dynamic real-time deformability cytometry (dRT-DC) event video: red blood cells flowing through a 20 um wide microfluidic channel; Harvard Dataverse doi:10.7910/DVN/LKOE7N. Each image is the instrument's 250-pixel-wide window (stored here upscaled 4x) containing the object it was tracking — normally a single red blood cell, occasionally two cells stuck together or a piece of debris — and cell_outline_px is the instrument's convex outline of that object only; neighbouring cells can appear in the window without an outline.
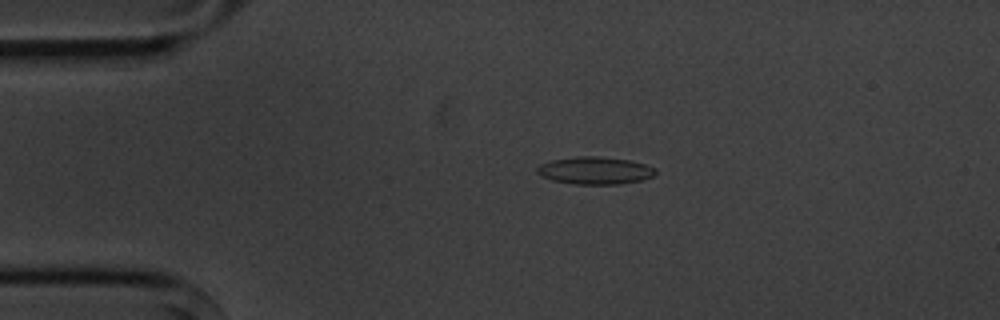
{"species": "common noctule bat (a hibernating species)", "species_latin": "Nyctalus noctula", "temperature_condition": "cold", "stored_images_in_passage": 4, "camera_frame_rate_fps": 3000, "um_per_image_px": 0.085, "animal": {"sex": "male", "body_mass_g": 20.1, "forearm_length_mm": 53.5}, "frame": {"image": 1, "passage_image": 3, "time_ms": 2.333, "image_size_px": [1000, 320], "cell_outline_px": [[656, 172], [652, 176], [644, 180], [620, 184], [572, 184], [552, 180], [540, 176], [536, 172], [536, 168], [540, 164], [552, 160], [576, 156], [596, 156], [628, 160], [644, 164], [656, 168]], "centroid_in_image_um": [50.55, 14.5], "position_along_channel_um": 34.5, "area_um2": 19.02}}